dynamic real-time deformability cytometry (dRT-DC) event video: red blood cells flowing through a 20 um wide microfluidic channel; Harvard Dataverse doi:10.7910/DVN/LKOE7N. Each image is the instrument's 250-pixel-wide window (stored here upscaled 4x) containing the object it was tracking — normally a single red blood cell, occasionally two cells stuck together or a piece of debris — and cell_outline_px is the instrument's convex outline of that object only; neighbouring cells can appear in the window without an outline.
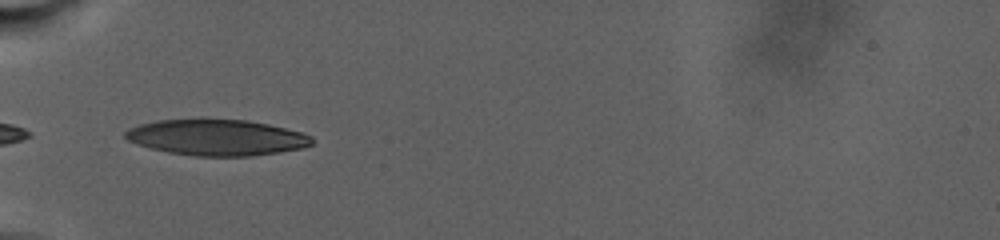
{"species": "human", "species_latin": "Homo sapiens", "temperature_condition": "warm", "stored_images_in_passage": 34, "camera_frame_rate_fps": 3000, "um_per_image_px": 0.085, "donor": {"sex": "male"}, "frame": {"image": 1, "passage_image": 1, "time_ms": 0.0, "image_size_px": [1000, 240], "cell_outline_px": [[312, 144], [300, 148], [280, 152], [252, 156], [192, 156], [168, 152], [136, 144], [128, 140], [124, 136], [124, 132], [128, 128], [140, 124], [156, 120], [200, 116], [204, 116], [248, 120], [268, 124], [300, 132], [312, 136]], "centroid_in_image_um": [18.35, 11.64], "position_along_channel_um": 66.6, "area_um2": 40.23}}
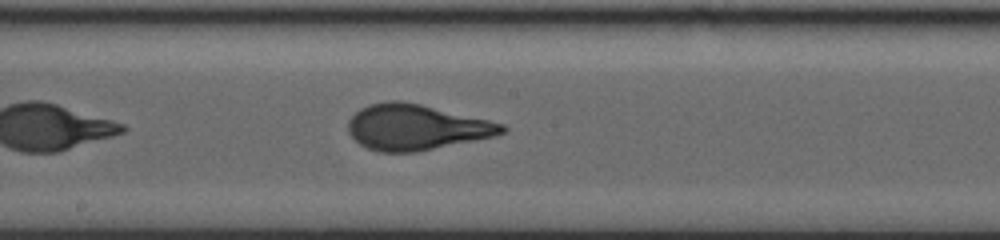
{"frame": {"image": 2, "passage_image": 14, "time_ms": 6.333, "image_size_px": [1000, 240], "cell_outline_px": [[508, 128], [504, 132], [496, 136], [416, 152], [380, 152], [368, 148], [360, 144], [348, 132], [348, 120], [360, 108], [368, 104], [388, 100], [400, 100], [420, 104], [488, 120], [504, 124]], "centroid_in_image_um": [35.36, 10.81], "position_along_channel_um": 212.8, "area_um2": 40.75}}
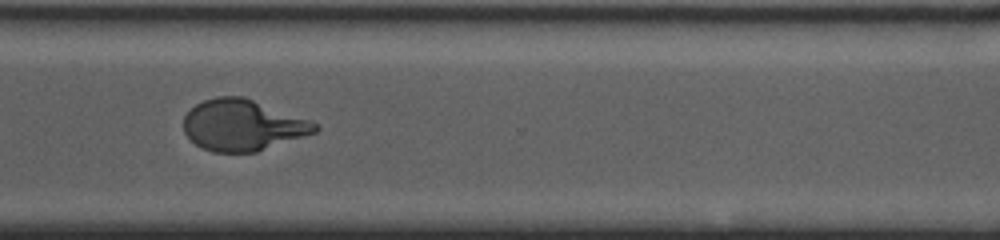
{"frame": {"image": 3, "passage_image": 24, "time_ms": 12.0, "image_size_px": [1000, 240], "cell_outline_px": [[320, 128], [316, 132], [256, 152], [212, 152], [196, 144], [184, 132], [184, 116], [196, 104], [204, 100], [216, 96], [244, 96], [312, 120]], "centroid_in_image_um": [20.65, 10.62], "position_along_channel_um": 350.0, "area_um2": 39.13}, "authors_computed_cell_mechanics": {"area_um2": 40.3444, "velocity_mm_per_s": 2.4243, "shape_relaxation_time_tau1_ms": 6.9719, "shape_relaxation_time_tau2_ms": null, "deformation_change_tau1": 0.2518, "deformation_change_tau2": null}}